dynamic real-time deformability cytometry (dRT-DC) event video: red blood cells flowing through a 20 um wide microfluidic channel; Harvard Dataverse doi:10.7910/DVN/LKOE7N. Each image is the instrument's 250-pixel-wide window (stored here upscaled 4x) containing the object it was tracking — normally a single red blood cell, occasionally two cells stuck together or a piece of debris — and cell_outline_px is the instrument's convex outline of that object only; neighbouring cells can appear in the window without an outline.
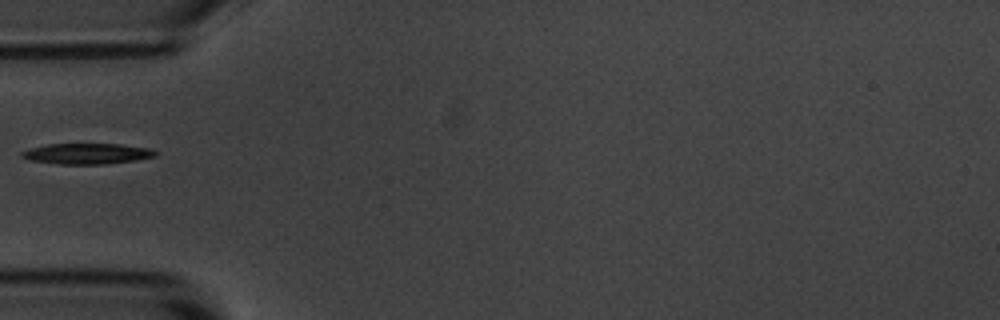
{"species": "common noctule bat (a hibernating species)", "species_latin": "Nyctalus noctula", "temperature_condition": "room temperature", "stored_images_in_passage": 38, "camera_frame_rate_fps": 3000, "um_per_image_px": 0.085, "animal": {"sex": "male", "body_mass_g": 20.1, "forearm_length_mm": 53.5}, "frame": {"image": 1, "passage_image": 1, "time_ms": 0.0, "image_size_px": [1000, 320], "cell_outline_px": [[156, 156], [136, 160], [104, 164], [60, 164], [32, 160], [20, 156], [20, 152], [32, 148], [48, 144], [120, 144], [148, 148], [156, 152]], "centroid_in_image_um": [7.4, 13.06], "position_along_channel_um": 77.6, "area_um2": 15.9}}
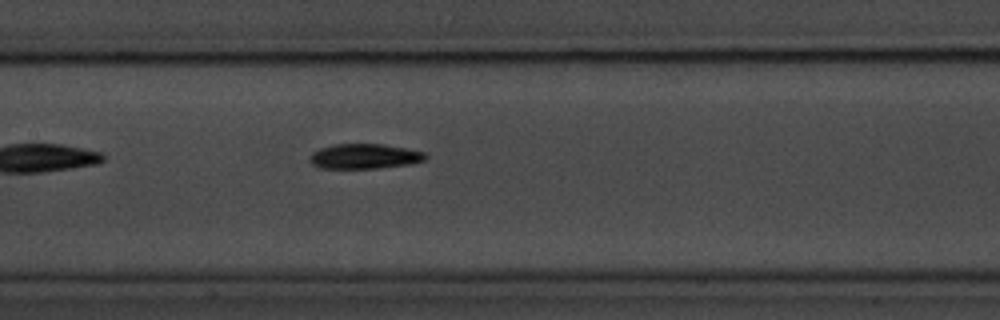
{"frame": {"image": 2, "passage_image": 9, "time_ms": 2.667, "image_size_px": [1000, 320], "cell_outline_px": [[428, 156], [424, 160], [412, 164], [376, 168], [320, 168], [312, 164], [308, 160], [312, 152], [320, 148], [336, 144], [384, 144], [424, 152]], "centroid_in_image_um": [30.97, 13.29], "position_along_channel_um": 176.4, "area_um2": 16.82}}
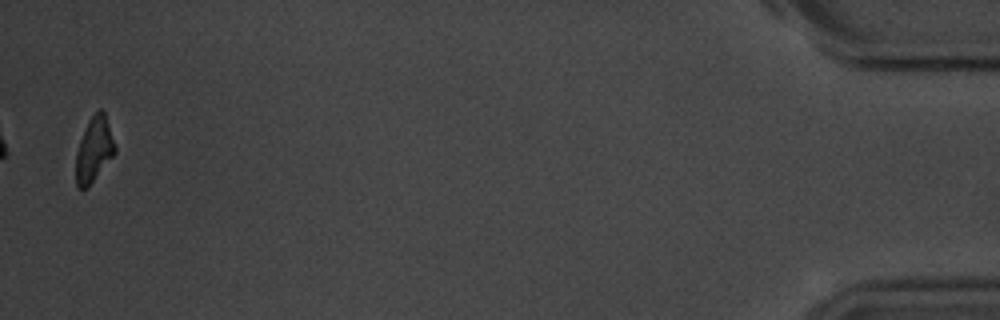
{"frame": {"image": 3, "passage_image": 37, "time_ms": 12.0, "image_size_px": [1000, 320], "cell_outline_px": [[116, 152], [88, 188], [76, 188], [76, 152], [80, 140], [88, 120], [100, 108], [104, 112], [116, 148]], "centroid_in_image_um": [7.98, 12.75], "position_along_channel_um": 427.2, "area_um2": 14.62}}